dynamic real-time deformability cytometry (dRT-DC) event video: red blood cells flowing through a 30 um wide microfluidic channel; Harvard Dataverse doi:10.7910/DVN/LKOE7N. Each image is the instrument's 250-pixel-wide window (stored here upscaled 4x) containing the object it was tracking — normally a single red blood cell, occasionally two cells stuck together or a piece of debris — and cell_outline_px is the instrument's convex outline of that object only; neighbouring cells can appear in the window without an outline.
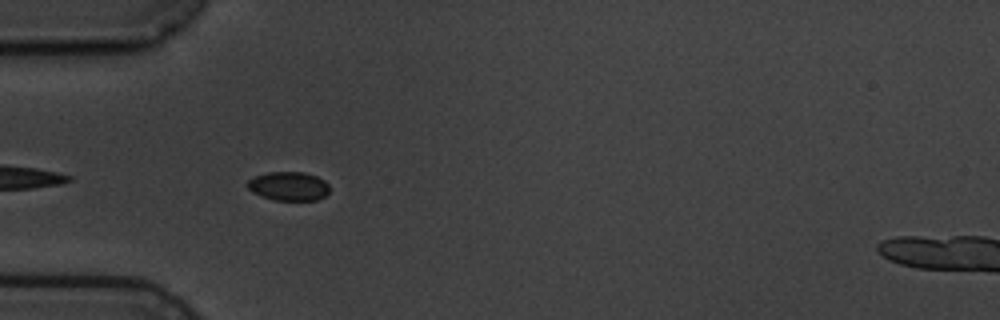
{"species": "common noctule bat (a hibernating species)", "species_latin": "Nyctalus noctula", "temperature_condition": "cold", "stored_images_in_passage": 5, "camera_frame_rate_fps": 3000, "um_per_image_px": 0.085, "animal": {"sex": "male", "body_mass_g": 19.5, "forearm_length_mm": 54.6}, "frame": {"image": 1, "passage_image": 4, "time_ms": 5.0, "image_size_px": [1000, 320], "cell_outline_px": [[328, 192], [324, 196], [316, 200], [272, 200], [252, 192], [244, 184], [248, 180], [256, 176], [268, 172], [304, 172], [316, 176], [324, 180], [328, 184]], "centroid_in_image_um": [24.5, 15.82], "position_along_channel_um": 60.5, "area_um2": 13.81}}
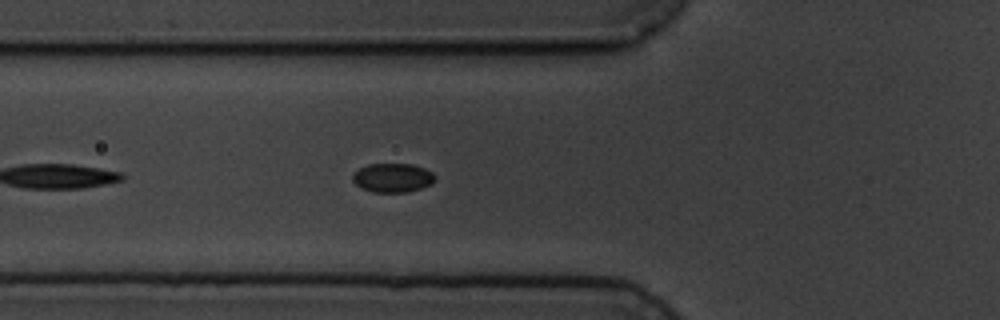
{"frame": {"image": 2, "passage_image": 5, "time_ms": 6.0, "image_size_px": [1000, 320], "cell_outline_px": [[436, 180], [432, 184], [408, 192], [372, 192], [360, 188], [352, 180], [352, 176], [360, 168], [368, 164], [412, 164], [424, 168], [432, 172], [436, 176]], "centroid_in_image_um": [33.39, 15.11], "position_along_channel_um": 92.4, "area_um2": 13.99}}